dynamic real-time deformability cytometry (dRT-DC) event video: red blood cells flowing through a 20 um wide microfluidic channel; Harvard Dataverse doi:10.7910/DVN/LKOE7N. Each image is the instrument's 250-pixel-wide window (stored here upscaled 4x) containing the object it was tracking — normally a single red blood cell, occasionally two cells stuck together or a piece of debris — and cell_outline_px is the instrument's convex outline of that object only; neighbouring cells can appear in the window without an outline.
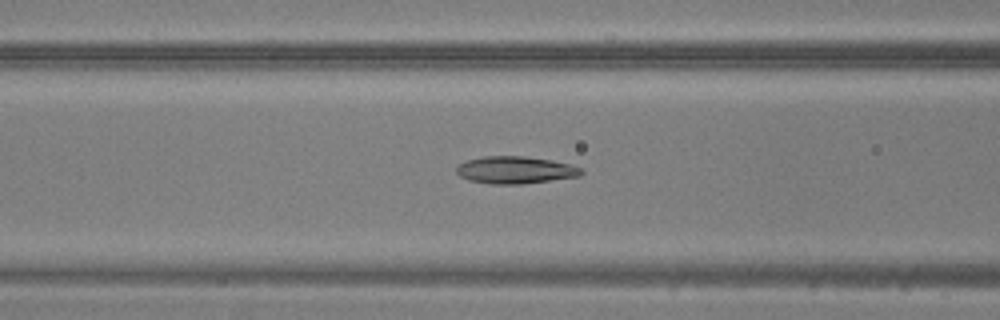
{"species": "common noctule bat (a hibernating species)", "species_latin": "Nyctalus noctula", "temperature_condition": "warm", "stored_images_in_passage": 49, "camera_frame_rate_fps": 3000, "um_per_image_px": 0.085, "animal": {"sex": "male", "body_mass_g": 20.5, "forearm_length_mm": 52.5}, "frame": {"image": 1, "passage_image": 20, "time_ms": 6.333, "image_size_px": [1000, 320], "cell_outline_px": [[584, 172], [580, 176], [520, 184], [492, 184], [468, 180], [460, 176], [456, 172], [456, 164], [468, 160], [484, 156], [524, 156], [552, 160], [568, 164], [580, 168]], "centroid_in_image_um": [43.76, 14.45], "position_along_channel_um": 122.8, "area_um2": 19.77}}
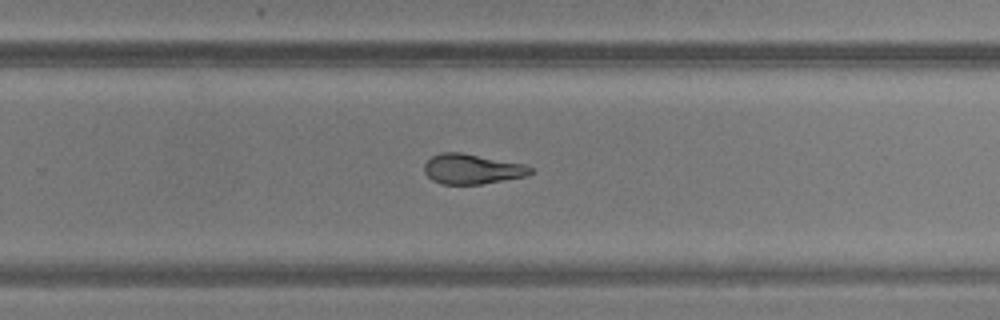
{"frame": {"image": 2, "passage_image": 32, "time_ms": 10.333, "image_size_px": [1000, 320], "cell_outline_px": [[532, 172], [528, 176], [480, 184], [440, 184], [432, 180], [424, 172], [424, 164], [432, 156], [440, 152], [460, 152], [524, 164], [532, 168]], "centroid_in_image_um": [40.11, 14.37], "position_along_channel_um": 289.7, "area_um2": 18.55}}
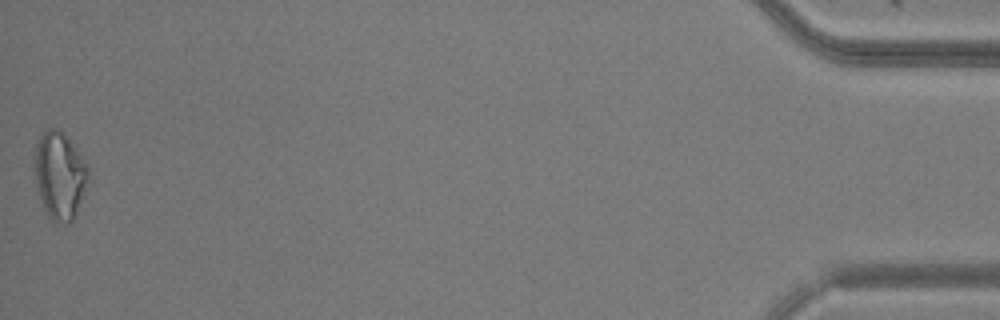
{"frame": {"image": 3, "passage_image": 49, "time_ms": 16.0, "image_size_px": [1000, 320], "cell_outline_px": [[88, 180], [76, 212], [72, 220], [68, 224], [64, 224], [52, 220], [48, 216], [40, 196], [36, 184], [36, 140], [48, 128], [60, 128], [88, 160]], "centroid_in_image_um": [5.11, 14.85], "position_along_channel_um": 430.1, "area_um2": 27.22}}